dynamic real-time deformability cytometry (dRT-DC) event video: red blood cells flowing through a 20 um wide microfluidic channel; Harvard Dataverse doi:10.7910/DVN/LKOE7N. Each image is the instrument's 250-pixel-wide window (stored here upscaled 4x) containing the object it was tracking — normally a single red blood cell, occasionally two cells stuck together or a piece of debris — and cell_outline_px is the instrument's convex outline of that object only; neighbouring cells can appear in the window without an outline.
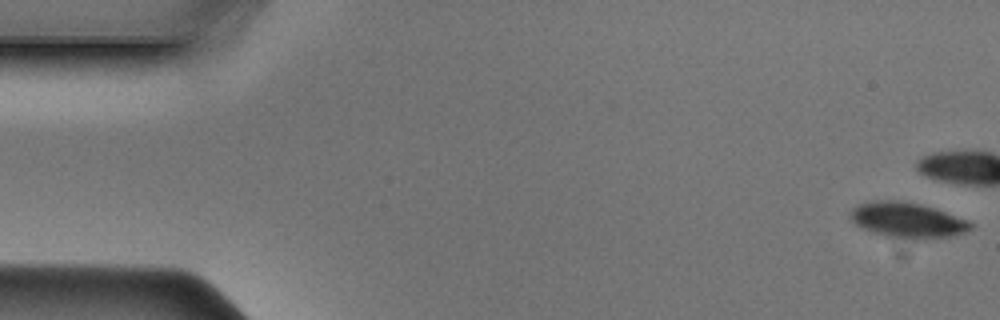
{"species": "Egyptian fruit bat (a non-hibernating species)", "species_latin": "Rousettus aegyptiacus", "temperature_condition": "cold", "stored_images_in_passage": 11, "camera_frame_rate_fps": 3000, "um_per_image_px": 0.085, "animal": {"sex": "male"}, "frame": {"image": 1, "passage_image": 1, "time_ms": 0.0, "image_size_px": [1000, 320], "cell_outline_px": [[972, 228], [964, 232], [952, 236], [916, 240], [888, 236], [864, 228], [856, 224], [852, 220], [852, 208], [860, 204], [876, 200], [896, 200], [920, 204], [968, 220], [972, 224]], "centroid_in_image_um": [77.16, 18.72], "position_along_channel_um": 7.8, "area_um2": 24.22}}